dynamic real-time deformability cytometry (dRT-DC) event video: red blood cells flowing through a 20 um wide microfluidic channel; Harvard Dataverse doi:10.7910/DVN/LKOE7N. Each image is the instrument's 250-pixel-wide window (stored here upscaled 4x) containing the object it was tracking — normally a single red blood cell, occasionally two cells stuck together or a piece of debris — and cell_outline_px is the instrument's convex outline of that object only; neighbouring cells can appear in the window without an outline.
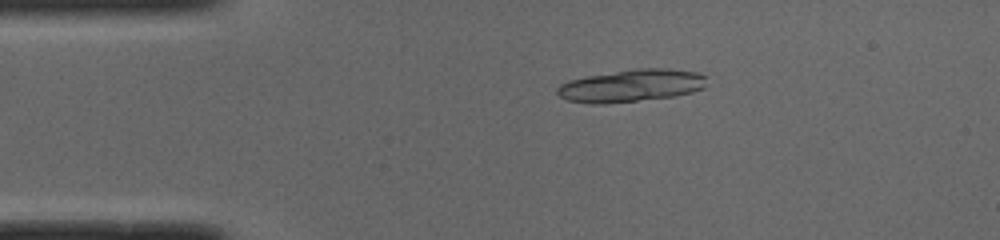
{"species": "common noctule bat (a hibernating species)", "species_latin": "Nyctalus noctula", "temperature_condition": "cold", "stored_images_in_passage": 48, "camera_frame_rate_fps": 3000, "um_per_image_px": 0.085, "animal": {"sex": "male", "body_mass_g": 19.0, "forearm_length_mm": 50.8}, "frame": {"image": 1, "passage_image": 8, "time_ms": 2.333, "image_size_px": [1000, 240], "cell_outline_px": [[704, 88], [692, 92], [672, 96], [604, 104], [596, 104], [568, 100], [560, 96], [556, 92], [556, 88], [560, 84], [568, 80], [588, 76], [636, 68], [668, 68], [696, 72], [704, 76]], "centroid_in_image_um": [53.62, 7.27], "position_along_channel_um": 31.4, "area_um2": 27.92}, "authors_computed_cell_mechanics": {"area_um2": 17.7735, "velocity_mm_per_s": 4.0037, "shape_relaxation_time_tau1_ms": null, "shape_relaxation_time_tau2_ms": 0.887, "deformation_change_tau1": null, "deformation_change_tau2": 0.0616}}